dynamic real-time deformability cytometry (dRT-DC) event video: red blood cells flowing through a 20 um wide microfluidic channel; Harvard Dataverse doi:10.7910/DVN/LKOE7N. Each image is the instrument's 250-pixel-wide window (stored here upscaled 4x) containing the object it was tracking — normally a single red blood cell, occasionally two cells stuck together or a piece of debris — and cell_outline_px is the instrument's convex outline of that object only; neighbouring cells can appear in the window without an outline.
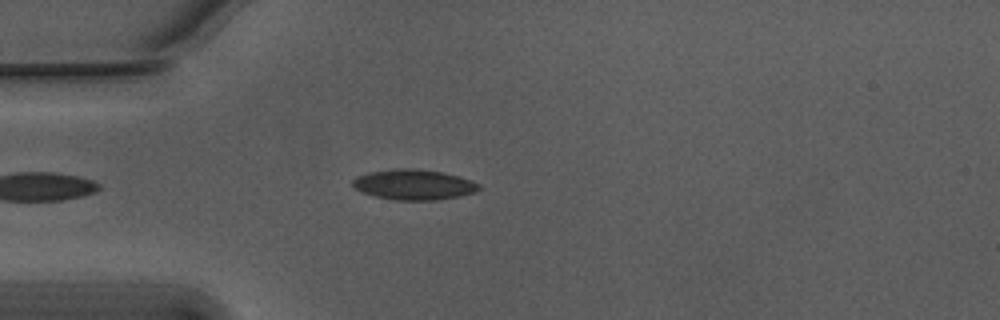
{"species": "Egyptian fruit bat (a non-hibernating species)", "species_latin": "Rousettus aegyptiacus", "temperature_condition": "warm", "stored_images_in_passage": 31, "camera_frame_rate_fps": 3000, "um_per_image_px": 0.085, "animal": {"sex": "male"}, "frame": {"image": 1, "passage_image": 6, "time_ms": 1.667, "image_size_px": [1000, 320], "cell_outline_px": [[480, 188], [476, 192], [460, 196], [436, 200], [396, 200], [376, 196], [364, 192], [356, 188], [352, 184], [352, 180], [360, 176], [372, 172], [396, 168], [412, 168], [440, 172], [472, 180], [480, 184]], "centroid_in_image_um": [35.22, 15.7], "position_along_channel_um": 49.8, "area_um2": 21.96}}
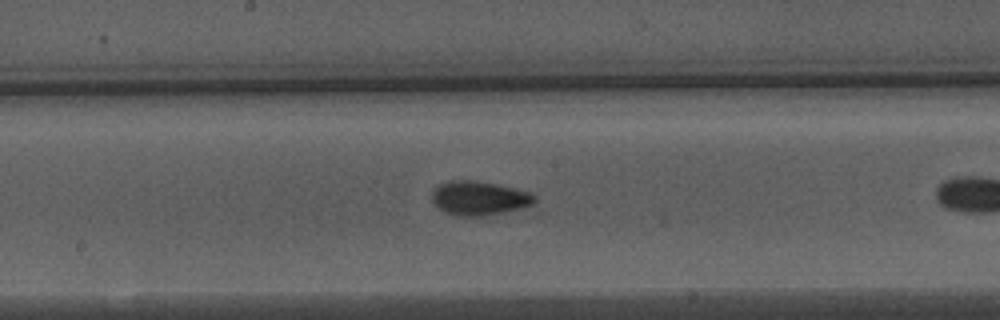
{"frame": {"image": 2, "passage_image": 16, "time_ms": 5.0, "image_size_px": [1000, 320], "cell_outline_px": [[536, 200], [532, 204], [524, 208], [504, 212], [480, 216], [456, 216], [444, 212], [432, 200], [432, 192], [440, 184], [452, 180], [472, 180], [496, 184], [528, 192], [536, 196]], "centroid_in_image_um": [40.73, 16.85], "position_along_channel_um": 207.5, "area_um2": 20.17}}
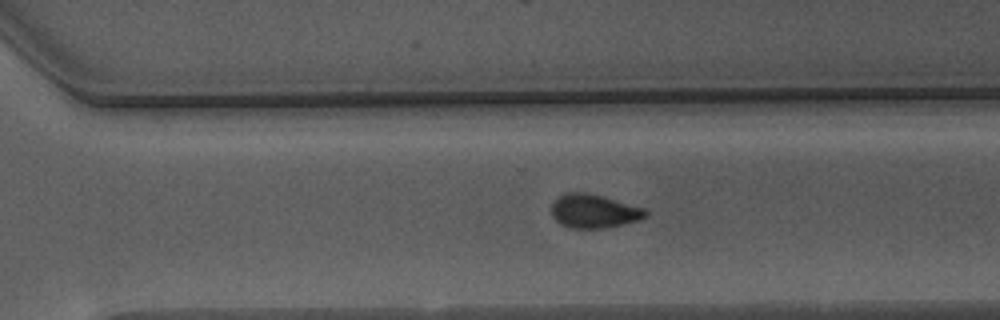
{"frame": {"image": 3, "passage_image": 25, "time_ms": 8.0, "image_size_px": [1000, 320], "cell_outline_px": [[648, 216], [640, 220], [604, 228], [572, 228], [560, 224], [552, 216], [552, 204], [564, 192], [584, 192], [600, 196], [644, 208], [648, 212]], "centroid_in_image_um": [50.48, 17.96], "position_along_channel_um": 320.1, "area_um2": 18.26}}